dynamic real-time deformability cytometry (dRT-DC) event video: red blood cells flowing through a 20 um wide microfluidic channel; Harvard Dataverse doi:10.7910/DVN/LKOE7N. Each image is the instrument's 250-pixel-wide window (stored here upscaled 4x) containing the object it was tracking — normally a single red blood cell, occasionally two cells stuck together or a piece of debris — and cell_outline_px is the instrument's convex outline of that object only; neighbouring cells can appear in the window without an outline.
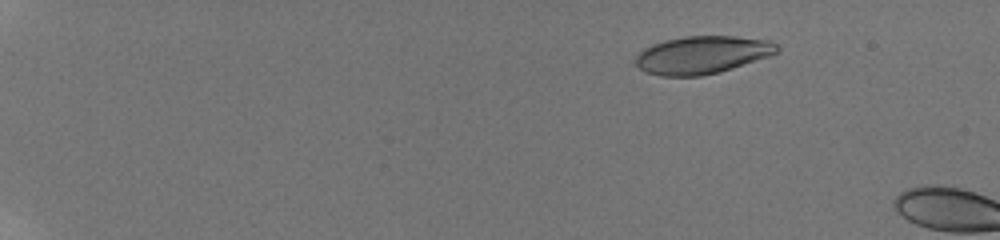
{"species": "human", "species_latin": "Homo sapiens", "temperature_condition": "room temperature", "stored_images_in_passage": 18, "camera_frame_rate_fps": 3000, "um_per_image_px": 0.085, "donor": {"sex": "male"}, "frame": {"image": 1, "passage_image": 13, "time_ms": 3.333, "image_size_px": [1000, 240], "cell_outline_px": [[780, 52], [720, 72], [700, 76], [660, 76], [644, 72], [628, 64], [644, 48], [652, 44], [684, 36], [736, 36], [772, 40], [780, 48]], "centroid_in_image_um": [59.62, 4.67], "position_along_channel_um": 25.4, "area_um2": 31.62}}